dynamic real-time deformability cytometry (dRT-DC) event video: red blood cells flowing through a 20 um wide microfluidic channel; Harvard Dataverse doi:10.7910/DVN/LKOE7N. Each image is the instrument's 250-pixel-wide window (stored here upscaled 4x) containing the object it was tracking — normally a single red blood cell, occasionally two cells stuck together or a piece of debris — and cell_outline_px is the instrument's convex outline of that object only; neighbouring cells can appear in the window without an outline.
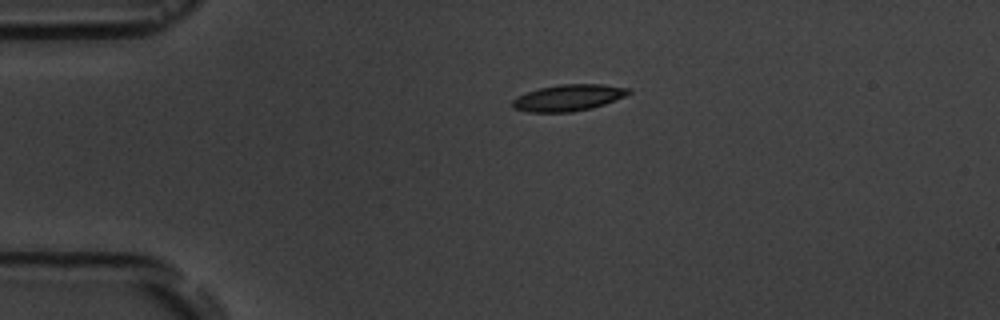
{"species": "common noctule bat (a hibernating species)", "species_latin": "Nyctalus noctula", "temperature_condition": "room temperature", "stored_images_in_passage": 2, "camera_frame_rate_fps": 3000, "um_per_image_px": 0.085, "animal": {"sex": "male", "body_mass_g": 19.5, "forearm_length_mm": 54.6}, "frame": {"image": 1, "passage_image": 1, "time_ms": 0.0, "image_size_px": [1000, 320], "cell_outline_px": [[632, 92], [624, 96], [604, 104], [592, 108], [572, 112], [528, 112], [512, 108], [512, 100], [528, 92], [540, 88], [560, 84], [604, 84], [632, 88]], "centroid_in_image_um": [48.34, 8.3], "position_along_channel_um": 36.7, "area_um2": 17.86}}